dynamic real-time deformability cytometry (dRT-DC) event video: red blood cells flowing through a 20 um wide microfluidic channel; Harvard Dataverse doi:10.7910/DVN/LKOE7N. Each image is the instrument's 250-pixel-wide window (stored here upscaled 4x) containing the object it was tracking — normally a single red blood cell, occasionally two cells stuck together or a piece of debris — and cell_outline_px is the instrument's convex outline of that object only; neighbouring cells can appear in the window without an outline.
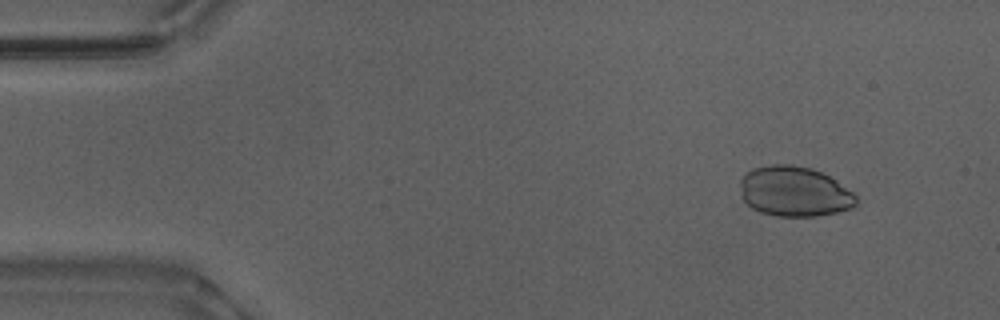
{"species": "Egyptian fruit bat (a non-hibernating species)", "species_latin": "Rousettus aegyptiacus", "temperature_condition": "warm", "stored_images_in_passage": 48, "camera_frame_rate_fps": 3000, "um_per_image_px": 0.085, "animal": {"sex": "male"}, "frame": {"image": 1, "passage_image": 1, "time_ms": 0.0, "image_size_px": [1000, 320], "cell_outline_px": [[856, 204], [848, 208], [836, 212], [816, 216], [776, 216], [760, 212], [752, 208], [740, 196], [740, 180], [748, 172], [756, 168], [772, 164], [792, 164], [808, 168], [820, 172], [836, 180], [852, 192], [856, 196]], "centroid_in_image_um": [67.49, 16.28], "position_along_channel_um": 17.5, "area_um2": 33.58}}
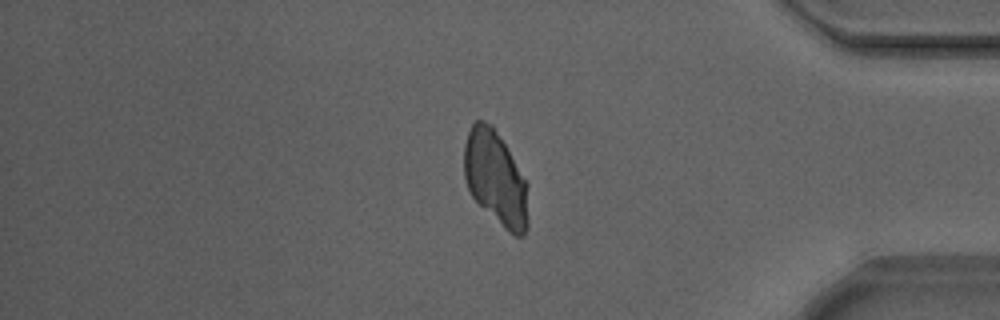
{"frame": {"image": 2, "passage_image": 40, "time_ms": 13.0, "image_size_px": [1000, 320], "cell_outline_px": [[528, 228], [524, 236], [516, 236], [508, 232], [472, 196], [468, 188], [464, 176], [464, 144], [468, 132], [472, 124], [476, 120], [484, 120], [492, 124], [528, 184]], "centroid_in_image_um": [42.14, 15.15], "position_along_channel_um": 393.1, "area_um2": 35.08}}
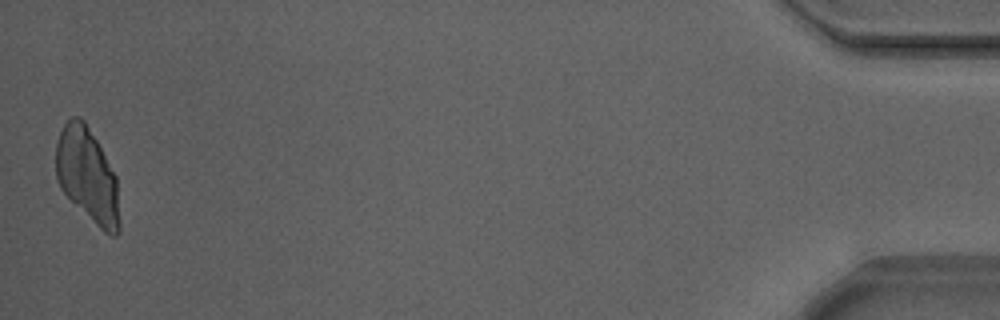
{"frame": {"image": 3, "passage_image": 48, "time_ms": 15.667, "image_size_px": [1000, 320], "cell_outline_px": [[120, 232], [116, 236], [112, 236], [104, 232], [60, 188], [56, 176], [56, 144], [60, 132], [64, 124], [72, 116], [80, 116], [84, 120], [96, 140], [116, 176], [120, 224]], "centroid_in_image_um": [7.44, 14.9], "position_along_channel_um": 427.8, "area_um2": 34.51}}